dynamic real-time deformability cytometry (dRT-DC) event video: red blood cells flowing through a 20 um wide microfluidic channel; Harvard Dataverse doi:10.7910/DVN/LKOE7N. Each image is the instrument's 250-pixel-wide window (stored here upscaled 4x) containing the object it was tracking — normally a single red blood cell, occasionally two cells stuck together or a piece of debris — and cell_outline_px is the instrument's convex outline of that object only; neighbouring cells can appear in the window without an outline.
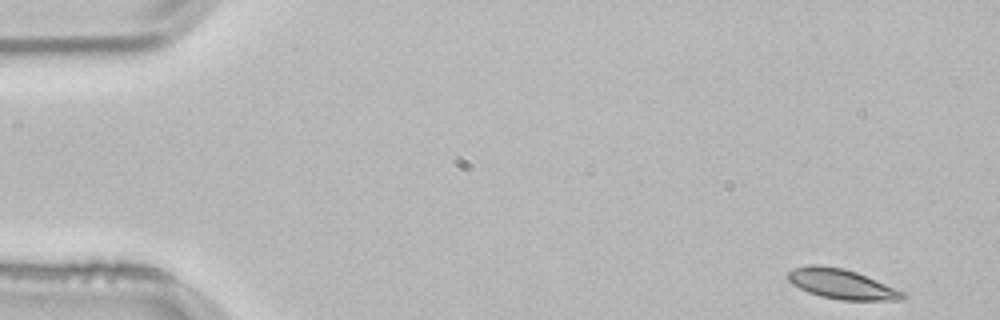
{"species": "common noctule bat (a hibernating species)", "species_latin": "Nyctalus noctula", "temperature_condition": "room temperature", "stored_images_in_passage": 12, "camera_frame_rate_fps": 3000, "um_per_image_px": 0.085, "animal": {"sex": "male", "body_mass_g": 21.5, "forearm_length_mm": 52.0}, "frame": {"image": 1, "passage_image": 1, "time_ms": 0.0, "image_size_px": [1000, 320], "cell_outline_px": [[908, 296], [900, 300], [840, 300], [820, 296], [808, 292], [792, 284], [788, 280], [788, 272], [796, 268], [808, 264], [820, 264], [844, 268], [856, 272], [904, 292]], "centroid_in_image_um": [71.52, 24.14], "position_along_channel_um": 13.5, "area_um2": 19.88}}